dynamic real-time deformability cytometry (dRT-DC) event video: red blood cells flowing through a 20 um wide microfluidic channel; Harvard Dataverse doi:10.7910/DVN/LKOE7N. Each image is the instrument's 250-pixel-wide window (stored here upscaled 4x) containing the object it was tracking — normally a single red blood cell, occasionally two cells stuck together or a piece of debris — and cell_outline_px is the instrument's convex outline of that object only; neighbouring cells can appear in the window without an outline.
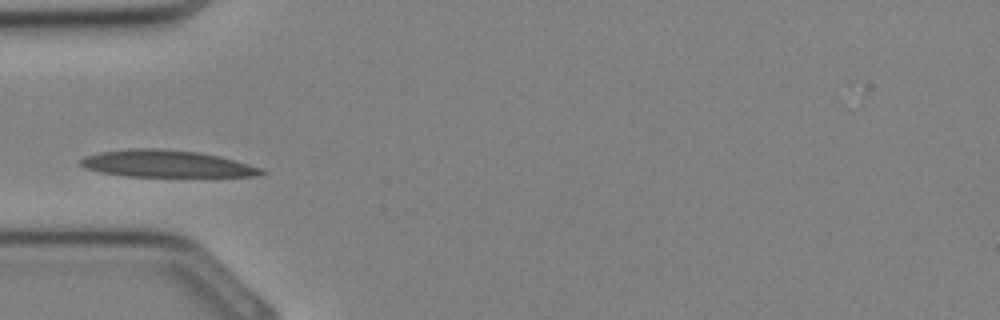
{"species": "Egyptian fruit bat (a non-hibernating species)", "species_latin": "Rousettus aegyptiacus", "temperature_condition": "cold", "stored_images_in_passage": 15, "camera_frame_rate_fps": 3000, "um_per_image_px": 0.085, "animal": {"sex": "female"}, "frame": {"image": 1, "passage_image": 1, "time_ms": 0.0, "image_size_px": [1000, 320], "cell_outline_px": [[268, 172], [256, 176], [124, 176], [100, 172], [84, 168], [80, 164], [80, 160], [84, 156], [100, 152], [132, 148], [156, 148], [196, 152], [220, 156], [248, 164], [260, 168]], "centroid_in_image_um": [14.11, 13.92], "position_along_channel_um": 70.9, "area_um2": 28.21}}
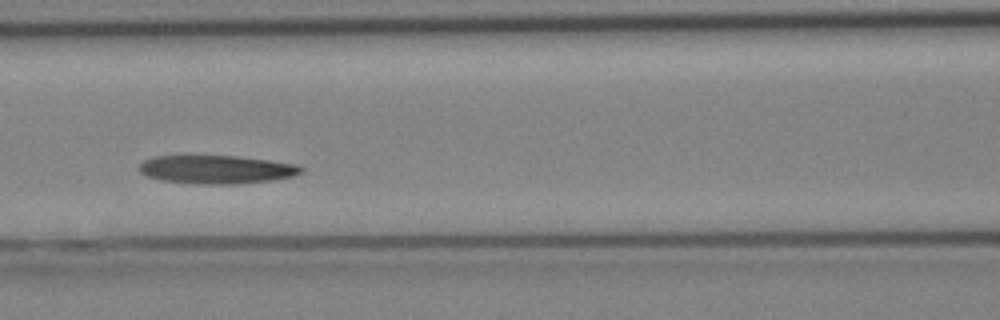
{"frame": {"image": 2, "passage_image": 5, "time_ms": 1.333, "image_size_px": [1000, 320], "cell_outline_px": [[304, 172], [292, 176], [272, 180], [236, 184], [196, 184], [160, 180], [148, 176], [140, 172], [140, 164], [144, 160], [156, 156], [184, 152], [236, 156], [300, 164], [304, 168]], "centroid_in_image_um": [18.36, 14.35], "position_along_channel_um": 148.2, "area_um2": 27.98}}
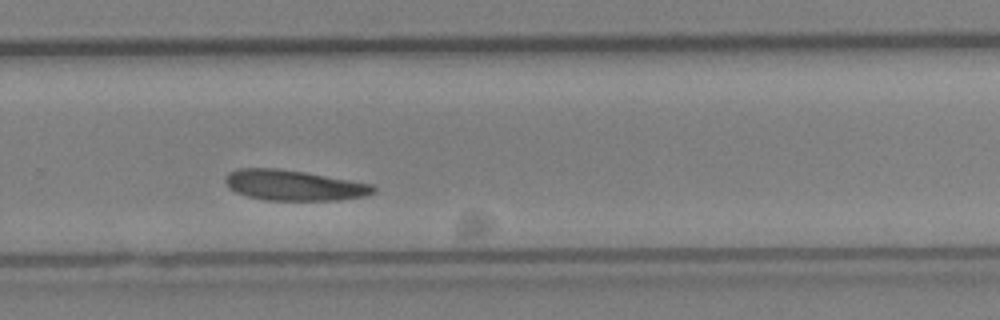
{"frame": {"image": 3, "passage_image": 13, "time_ms": 4.0, "image_size_px": [1000, 320], "cell_outline_px": [[376, 192], [364, 196], [340, 200], [264, 200], [248, 196], [236, 192], [224, 180], [228, 172], [240, 168], [276, 168], [304, 172], [372, 184], [376, 188]], "centroid_in_image_um": [24.99, 15.75], "position_along_channel_um": 304.8, "area_um2": 26.07}}